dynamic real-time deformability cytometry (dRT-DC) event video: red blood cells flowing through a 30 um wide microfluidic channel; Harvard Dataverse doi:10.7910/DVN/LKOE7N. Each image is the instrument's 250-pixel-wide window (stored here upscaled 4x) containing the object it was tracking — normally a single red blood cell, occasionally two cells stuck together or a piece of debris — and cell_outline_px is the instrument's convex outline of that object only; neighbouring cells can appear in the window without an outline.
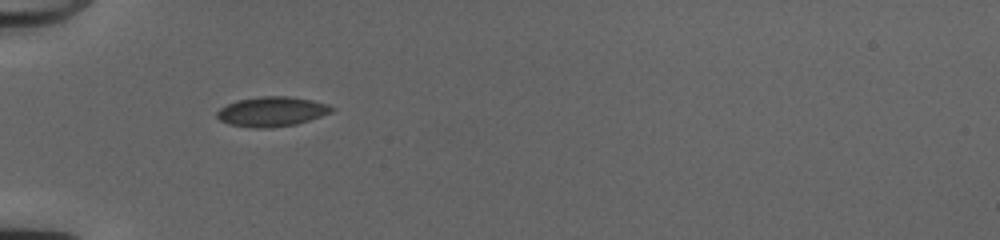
{"species": "common noctule bat (a hibernating species)", "species_latin": "Nyctalus noctula", "temperature_condition": "cold", "stored_images_in_passage": 35, "camera_frame_rate_fps": 3000, "um_per_image_px": 0.085, "animal": {"sex": "female", "body_mass_g": 20.0, "forearm_length_mm": 54.0}, "frame": {"image": 1, "passage_image": 1, "time_ms": 0.0, "image_size_px": [1000, 240], "cell_outline_px": [[336, 108], [332, 112], [296, 124], [272, 128], [252, 128], [228, 124], [220, 120], [216, 116], [216, 112], [220, 108], [236, 100], [260, 96], [288, 96], [312, 100], [328, 104]], "centroid_in_image_um": [23.09, 9.48], "position_along_channel_um": 61.9, "area_um2": 20.0}}
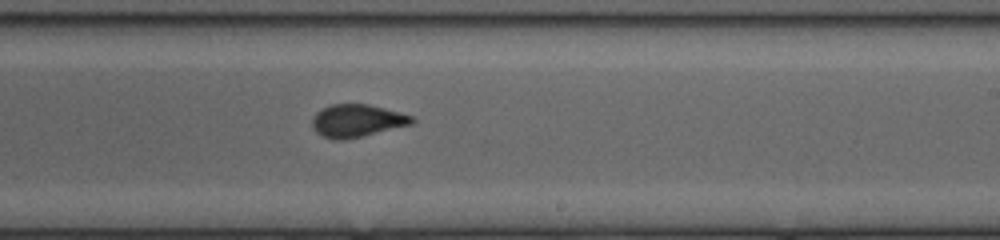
{"frame": {"image": 2, "passage_image": 16, "time_ms": 5.0, "image_size_px": [1000, 240], "cell_outline_px": [[416, 120], [412, 124], [344, 140], [332, 140], [316, 132], [312, 128], [312, 116], [316, 112], [332, 104], [368, 104], [416, 116]], "centroid_in_image_um": [30.35, 10.26], "position_along_channel_um": 258.7, "area_um2": 19.02}}
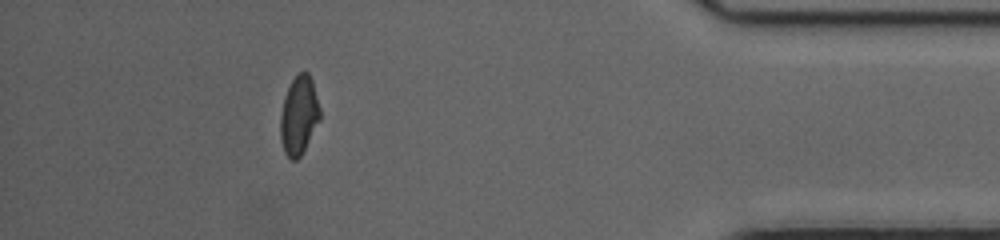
{"frame": {"image": 3, "passage_image": 30, "time_ms": 9.667, "image_size_px": [1000, 240], "cell_outline_px": [[320, 120], [300, 156], [296, 160], [292, 160], [284, 152], [280, 140], [280, 116], [284, 96], [292, 80], [300, 72], [308, 72], [312, 80], [320, 108]], "centroid_in_image_um": [25.4, 9.81], "position_along_channel_um": 409.8, "area_um2": 18.03}, "authors_computed_cell_mechanics": {"area_um2": 18.8428, "velocity_mm_per_s": 4.0877, "shape_relaxation_time_tau1_ms": 8.9509, "shape_relaxation_time_tau2_ms": null, "deformation_change_tau1": 0.1899, "deformation_change_tau2": null}}